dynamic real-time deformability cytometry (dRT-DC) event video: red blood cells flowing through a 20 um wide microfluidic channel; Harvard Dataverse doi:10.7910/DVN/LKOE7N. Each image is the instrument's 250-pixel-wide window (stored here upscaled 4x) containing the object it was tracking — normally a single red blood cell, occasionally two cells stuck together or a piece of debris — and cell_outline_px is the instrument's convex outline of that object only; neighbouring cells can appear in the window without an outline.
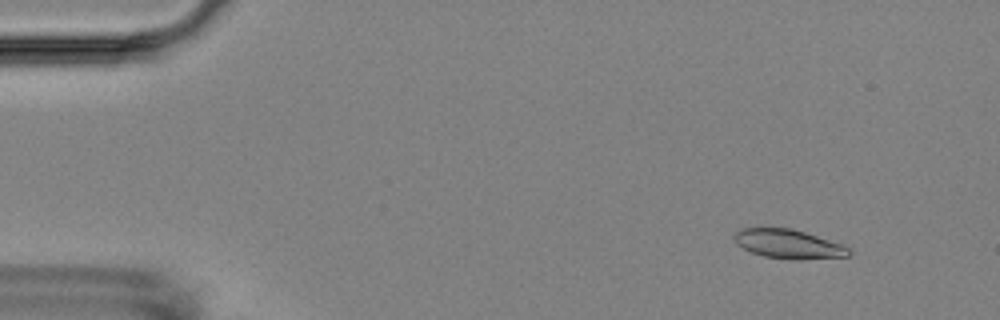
{"species": "Egyptian fruit bat (a non-hibernating species)", "species_latin": "Rousettus aegyptiacus", "temperature_condition": "room temperature", "stored_images_in_passage": 5, "camera_frame_rate_fps": 3000, "um_per_image_px": 0.085, "animal": {"sex": "female"}, "frame": {"image": 1, "passage_image": 2, "time_ms": 1.333, "image_size_px": [1000, 320], "cell_outline_px": [[852, 252], [848, 256], [800, 260], [792, 260], [764, 256], [752, 252], [736, 244], [732, 236], [740, 228], [792, 228], [840, 244], [848, 248]], "centroid_in_image_um": [66.98, 20.74], "position_along_channel_um": 18.0, "area_um2": 19.31}}